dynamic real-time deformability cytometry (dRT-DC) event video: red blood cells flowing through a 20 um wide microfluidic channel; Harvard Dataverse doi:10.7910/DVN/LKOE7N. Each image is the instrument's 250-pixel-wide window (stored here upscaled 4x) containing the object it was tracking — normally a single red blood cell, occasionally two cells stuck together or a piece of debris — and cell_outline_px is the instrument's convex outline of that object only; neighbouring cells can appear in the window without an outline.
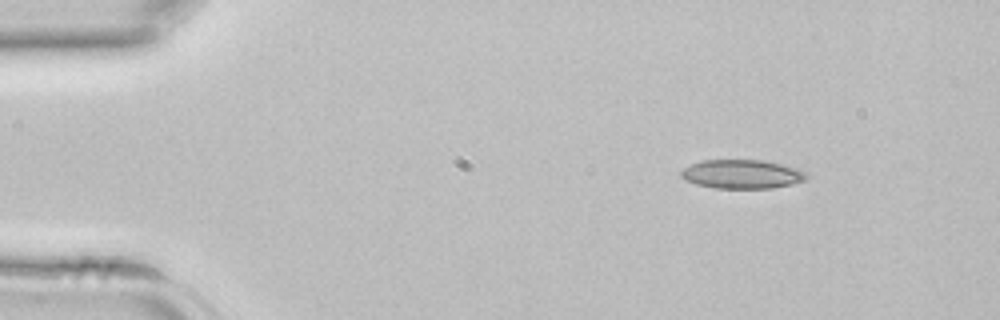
{"species": "common noctule bat (a hibernating species)", "species_latin": "Nyctalus noctula", "temperature_condition": "room temperature", "stored_images_in_passage": 37, "camera_frame_rate_fps": 3000, "um_per_image_px": 0.085, "animal": {"sex": "female", "body_mass_g": 22.7, "forearm_length_mm": 54.2}, "frame": {"image": 1, "passage_image": 1, "time_ms": 0.0, "image_size_px": [1000, 320], "cell_outline_px": [[808, 176], [804, 180], [792, 184], [772, 188], [712, 188], [696, 184], [684, 180], [680, 176], [680, 172], [684, 168], [700, 160], [764, 160], [796, 168], [808, 172]], "centroid_in_image_um": [63.05, 14.8], "position_along_channel_um": 22.0, "area_um2": 21.21}}
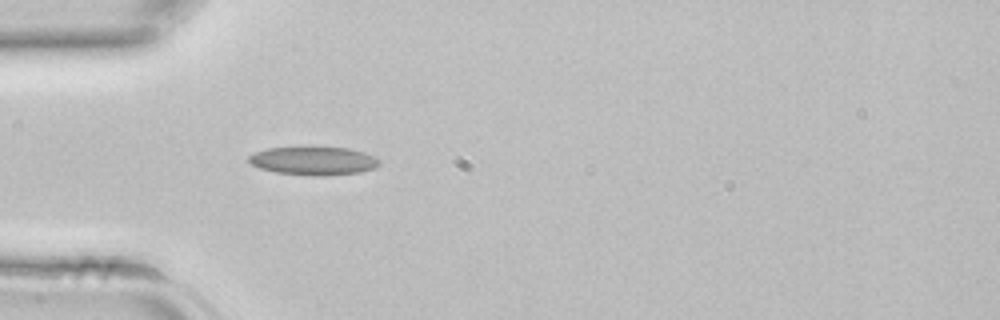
{"frame": {"image": 2, "passage_image": 8, "time_ms": 2.333, "image_size_px": [1000, 320], "cell_outline_px": [[380, 164], [376, 168], [360, 172], [328, 176], [312, 176], [276, 172], [260, 168], [252, 164], [248, 160], [248, 156], [256, 152], [268, 148], [300, 144], [312, 144], [348, 148], [364, 152], [380, 160]], "centroid_in_image_um": [26.65, 13.62], "position_along_channel_um": 58.3, "area_um2": 22.72}}
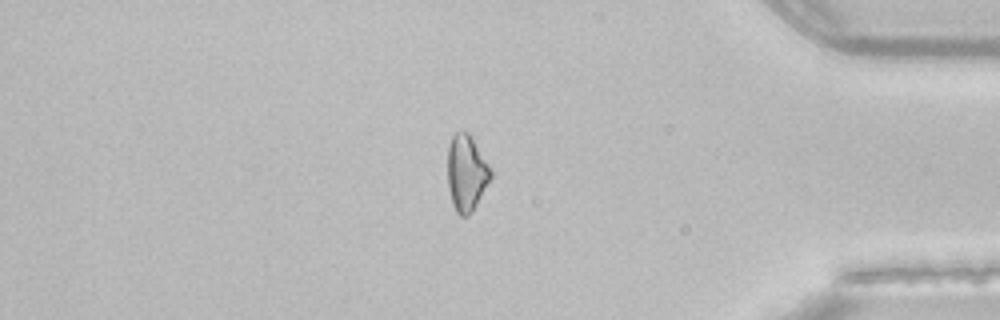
{"frame": {"image": 3, "passage_image": 31, "time_ms": 10.0, "image_size_px": [1000, 320], "cell_outline_px": [[492, 180], [472, 212], [468, 216], [460, 216], [456, 212], [452, 204], [448, 188], [448, 148], [452, 136], [456, 132], [468, 132], [472, 136], [492, 168]], "centroid_in_image_um": [39.68, 14.72], "position_along_channel_um": 395.5, "area_um2": 19.59}}